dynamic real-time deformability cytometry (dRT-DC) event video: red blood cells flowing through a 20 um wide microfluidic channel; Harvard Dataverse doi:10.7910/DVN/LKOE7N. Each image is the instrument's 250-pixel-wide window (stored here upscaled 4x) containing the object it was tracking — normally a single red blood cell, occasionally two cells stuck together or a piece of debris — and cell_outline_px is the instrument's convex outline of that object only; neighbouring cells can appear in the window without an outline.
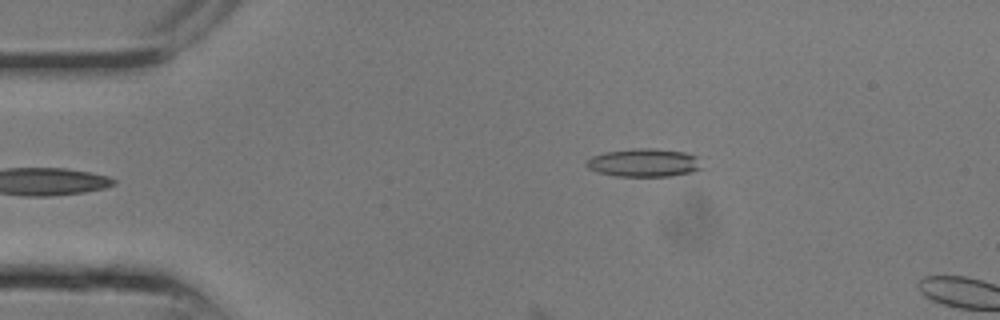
{"species": "common noctule bat (a hibernating species)", "species_latin": "Nyctalus noctula", "temperature_condition": "room temperature", "stored_images_in_passage": 7, "camera_frame_rate_fps": 3000, "um_per_image_px": 0.085, "animal": {"sex": "male", "body_mass_g": 13.3}, "frame": {"image": 1, "passage_image": 7, "time_ms": 2.0, "image_size_px": [1000, 320], "cell_outline_px": [[704, 168], [692, 172], [672, 176], [616, 176], [596, 172], [588, 168], [584, 164], [584, 160], [592, 156], [604, 152], [632, 148], [652, 148], [684, 152], [700, 156]], "centroid_in_image_um": [54.76, 13.83], "position_along_channel_um": 30.2, "area_um2": 19.48}}